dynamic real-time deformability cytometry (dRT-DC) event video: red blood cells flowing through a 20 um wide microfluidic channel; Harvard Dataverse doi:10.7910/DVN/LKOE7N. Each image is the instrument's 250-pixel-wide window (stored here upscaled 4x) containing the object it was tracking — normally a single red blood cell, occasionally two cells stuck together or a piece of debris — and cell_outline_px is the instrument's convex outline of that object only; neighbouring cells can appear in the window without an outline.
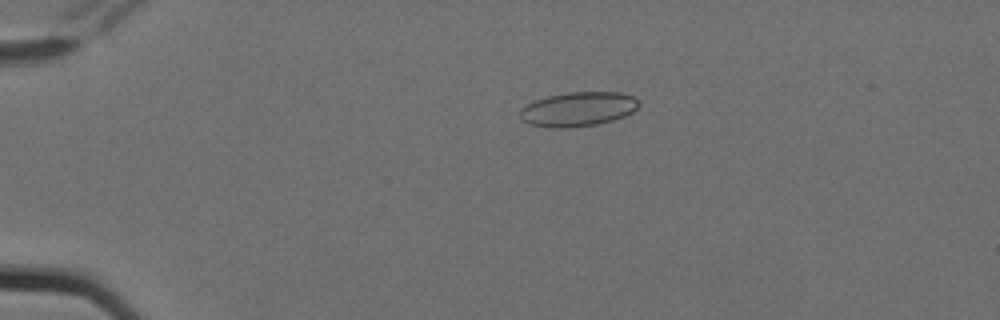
{"species": "Egyptian fruit bat (a non-hibernating species)", "species_latin": "Rousettus aegyptiacus", "temperature_condition": "cold", "stored_images_in_passage": 10, "camera_frame_rate_fps": 3000, "um_per_image_px": 0.085, "animal": {"sex": "female"}, "frame": {"image": 1, "passage_image": 4, "time_ms": 1.0, "image_size_px": [1000, 320], "cell_outline_px": [[640, 104], [632, 112], [624, 116], [612, 120], [596, 124], [568, 128], [548, 128], [528, 124], [520, 120], [520, 108], [536, 100], [548, 96], [568, 92], [620, 92], [632, 96]], "centroid_in_image_um": [49.09, 9.29], "position_along_channel_um": 35.9, "area_um2": 23.81}}
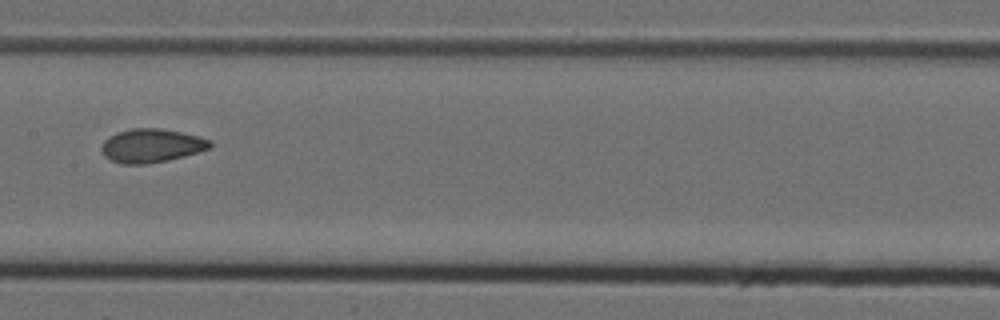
{"frame": {"image": 2, "passage_image": 9, "time_ms": 2.667, "image_size_px": [1000, 320], "cell_outline_px": [[212, 148], [184, 156], [168, 160], [148, 164], [120, 164], [104, 156], [100, 148], [104, 140], [108, 136], [116, 132], [132, 128], [160, 128], [200, 136], [212, 140]], "centroid_in_image_um": [12.88, 12.38], "position_along_channel_um": 194.5, "area_um2": 21.56}}
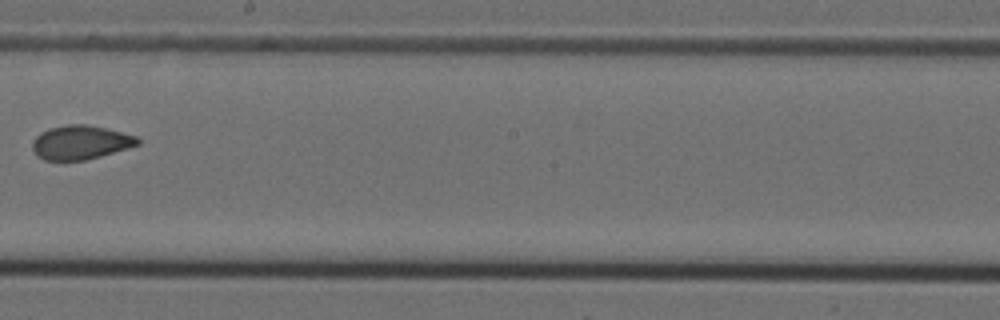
{"frame": {"image": 3, "passage_image": 10, "time_ms": 3.0, "image_size_px": [1000, 320], "cell_outline_px": [[140, 144], [128, 148], [100, 156], [84, 160], [44, 160], [36, 156], [32, 148], [32, 140], [40, 132], [48, 128], [68, 124], [84, 124], [104, 128], [136, 136], [140, 140]], "centroid_in_image_um": [6.8, 12.1], "position_along_channel_um": 241.4, "area_um2": 20.81}}